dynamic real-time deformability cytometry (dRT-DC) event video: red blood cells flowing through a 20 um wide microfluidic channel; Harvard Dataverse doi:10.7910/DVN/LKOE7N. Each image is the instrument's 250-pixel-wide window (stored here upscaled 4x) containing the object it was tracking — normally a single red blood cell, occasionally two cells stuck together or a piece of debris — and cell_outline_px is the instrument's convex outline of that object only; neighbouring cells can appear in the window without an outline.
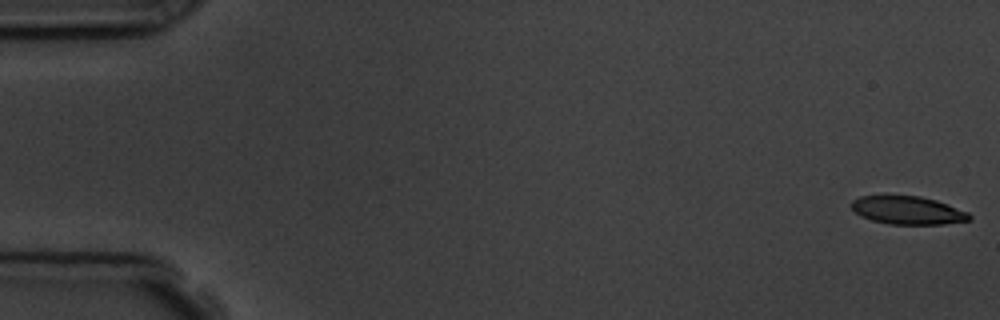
{"species": "common noctule bat (a hibernating species)", "species_latin": "Nyctalus noctula", "temperature_condition": "room temperature", "stored_images_in_passage": 9, "camera_frame_rate_fps": 3000, "um_per_image_px": 0.085, "animal": {"sex": "male", "body_mass_g": 19.5, "forearm_length_mm": 54.6}, "frame": {"image": 1, "passage_image": 1, "time_ms": 0.0, "image_size_px": [1000, 320], "cell_outline_px": [[972, 220], [944, 224], [888, 224], [872, 220], [860, 216], [852, 208], [852, 200], [860, 196], [884, 192], [920, 196], [936, 200], [948, 204], [968, 212], [972, 216]], "centroid_in_image_um": [77.12, 17.82], "position_along_channel_um": 7.9, "area_um2": 20.17}}
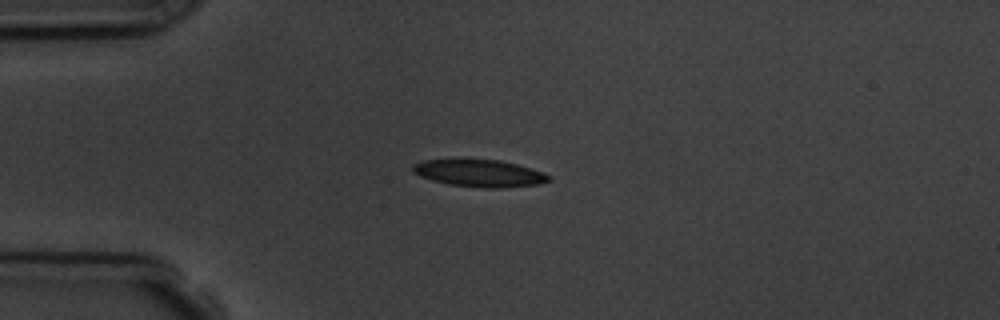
{"frame": {"image": 2, "passage_image": 4, "time_ms": 4.333, "image_size_px": [1000, 320], "cell_outline_px": [[552, 180], [540, 184], [500, 188], [480, 188], [448, 184], [432, 180], [420, 176], [412, 172], [412, 164], [424, 160], [500, 160], [516, 164], [544, 172], [552, 176]], "centroid_in_image_um": [40.79, 14.74], "position_along_channel_um": 44.2, "area_um2": 21.56}}